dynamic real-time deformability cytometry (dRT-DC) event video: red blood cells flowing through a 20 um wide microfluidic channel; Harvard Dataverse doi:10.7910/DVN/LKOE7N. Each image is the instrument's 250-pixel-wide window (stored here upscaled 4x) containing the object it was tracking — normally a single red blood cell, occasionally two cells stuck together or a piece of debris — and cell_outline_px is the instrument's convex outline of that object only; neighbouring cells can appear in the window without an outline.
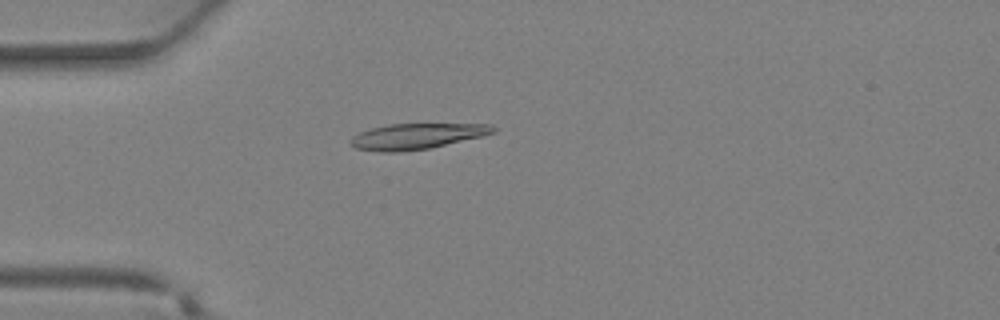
{"species": "Egyptian fruit bat (a non-hibernating species)", "species_latin": "Rousettus aegyptiacus", "temperature_condition": "warm", "stored_images_in_passage": 29, "camera_frame_rate_fps": 3000, "um_per_image_px": 0.085, "animal": {"sex": "female"}, "frame": {"image": 1, "passage_image": 2, "time_ms": 0.333, "image_size_px": [1000, 320], "cell_outline_px": [[496, 132], [484, 136], [428, 148], [400, 152], [380, 152], [356, 148], [348, 144], [348, 140], [352, 136], [360, 132], [372, 128], [388, 124], [492, 124], [496, 128]], "centroid_in_image_um": [35.4, 11.58], "position_along_channel_um": 49.6, "area_um2": 21.44}}
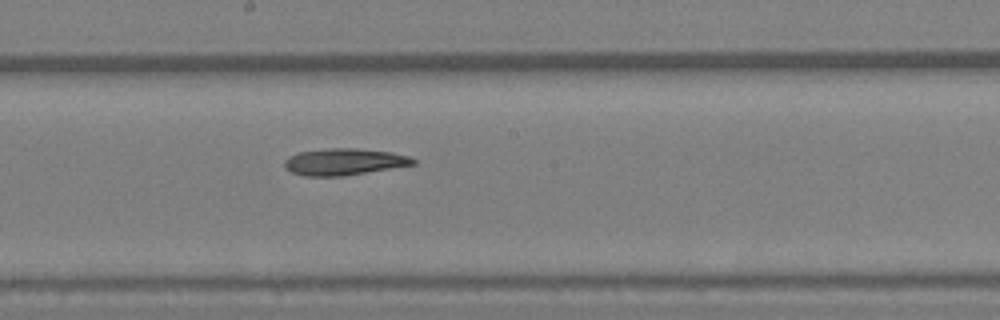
{"frame": {"image": 2, "passage_image": 12, "time_ms": 3.667, "image_size_px": [1000, 320], "cell_outline_px": [[416, 164], [344, 176], [304, 176], [292, 172], [284, 168], [284, 160], [288, 156], [300, 152], [328, 148], [356, 148], [392, 152], [412, 156], [416, 160]], "centroid_in_image_um": [29.26, 13.75], "position_along_channel_um": 218.9, "area_um2": 20.17}}
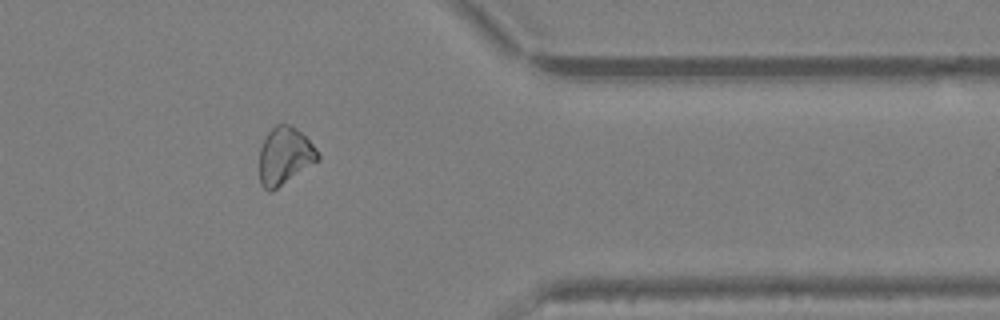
{"frame": {"image": 3, "passage_image": 22, "time_ms": 7.0, "image_size_px": [1000, 320], "cell_outline_px": [[320, 160], [272, 192], [268, 192], [260, 184], [260, 148], [268, 132], [276, 124], [288, 124], [296, 128], [316, 148], [320, 156]], "centroid_in_image_um": [24.21, 13.28], "position_along_channel_um": 387.2, "area_um2": 19.59}}